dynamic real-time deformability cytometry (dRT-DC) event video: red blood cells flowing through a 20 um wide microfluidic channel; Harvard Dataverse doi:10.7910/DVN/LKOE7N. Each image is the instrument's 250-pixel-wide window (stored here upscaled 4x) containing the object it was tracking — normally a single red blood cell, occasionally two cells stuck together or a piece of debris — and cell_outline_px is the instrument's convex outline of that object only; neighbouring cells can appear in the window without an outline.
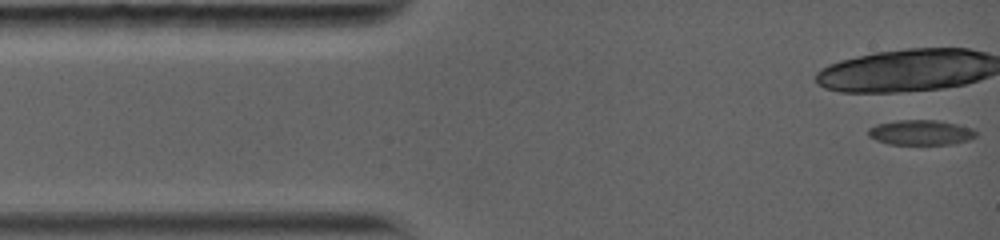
{"species": "common noctule bat (a hibernating species)", "species_latin": "Nyctalus noctula", "temperature_condition": "warm", "stored_images_in_passage": 3, "camera_frame_rate_fps": 5000, "um_per_image_px": 0.085, "animal": {"sex": "female", "body_mass_g": 19.0, "forearm_length_mm": 56.7}, "frame": {"image": 1, "passage_image": 1, "time_ms": 0.0, "image_size_px": [1000, 240], "cell_outline_px": [[976, 136], [968, 140], [952, 144], [888, 144], [876, 140], [868, 136], [868, 128], [876, 124], [896, 120], [936, 120], [956, 124], [972, 128], [976, 132]], "centroid_in_image_um": [78.23, 11.26], "position_along_channel_um": 6.8, "area_um2": 15.72}}